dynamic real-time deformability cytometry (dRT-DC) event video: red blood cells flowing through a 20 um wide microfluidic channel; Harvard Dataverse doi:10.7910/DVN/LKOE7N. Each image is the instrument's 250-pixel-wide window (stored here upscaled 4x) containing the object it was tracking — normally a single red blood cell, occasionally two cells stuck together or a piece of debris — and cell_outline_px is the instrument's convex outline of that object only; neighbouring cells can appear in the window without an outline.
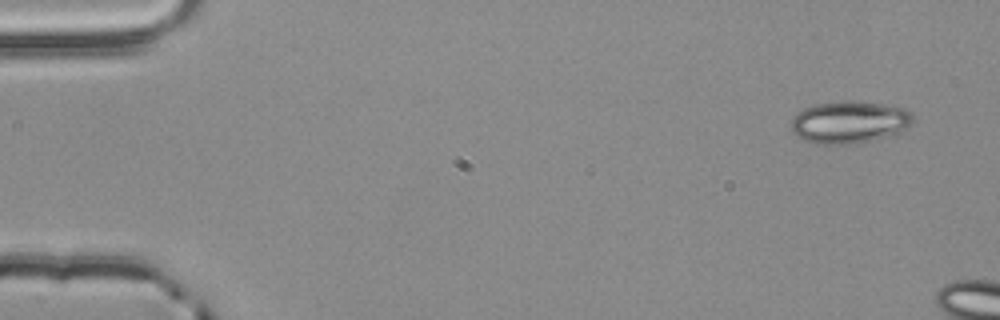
{"species": "common noctule bat (a hibernating species)", "species_latin": "Nyctalus noctula", "temperature_condition": "room temperature", "stored_images_in_passage": 3, "camera_frame_rate_fps": 3000, "um_per_image_px": 0.085, "animal": {"sex": "male", "body_mass_g": 20.4}, "frame": {"image": 1, "passage_image": 1, "time_ms": 0.0, "image_size_px": [1000, 320], "cell_outline_px": [[912, 120], [896, 136], [852, 144], [816, 144], [800, 140], [792, 132], [792, 116], [804, 108], [816, 104], [840, 100], [852, 100], [884, 104], [904, 108], [912, 112]], "centroid_in_image_um": [72.17, 10.39], "position_along_channel_um": 12.8, "area_um2": 30.52}}